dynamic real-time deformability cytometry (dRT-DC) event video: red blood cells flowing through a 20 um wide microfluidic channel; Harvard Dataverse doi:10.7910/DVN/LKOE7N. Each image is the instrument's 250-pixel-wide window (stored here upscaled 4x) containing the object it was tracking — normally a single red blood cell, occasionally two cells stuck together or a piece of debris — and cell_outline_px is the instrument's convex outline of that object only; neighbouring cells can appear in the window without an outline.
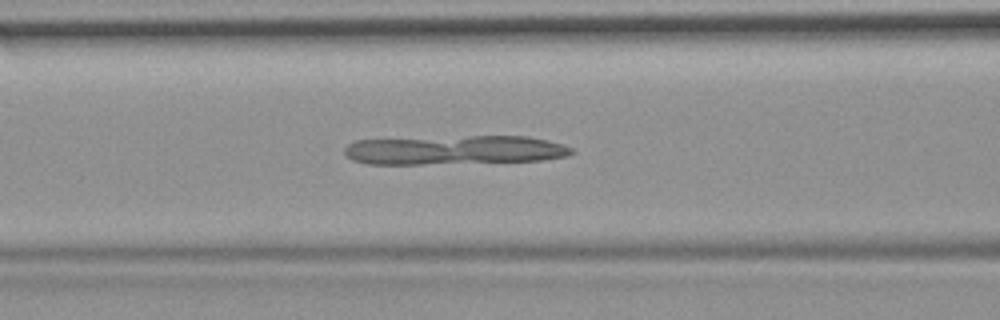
{"species": "common noctule bat (a hibernating species)", "species_latin": "Nyctalus noctula", "temperature_condition": "room temperature", "stored_images_in_passage": 53, "camera_frame_rate_fps": 3000, "um_per_image_px": 0.085, "animal": {"sex": "female", "body_mass_g": 19.9}, "frame": {"image": 1, "passage_image": 20, "time_ms": 6.333, "image_size_px": [1000, 320], "cell_outline_px": [[576, 152], [568, 156], [544, 160], [420, 164], [368, 164], [352, 160], [344, 152], [344, 148], [348, 144], [356, 140], [468, 136], [528, 136], [548, 140], [564, 144], [572, 148]], "centroid_in_image_um": [38.69, 12.75], "position_along_channel_um": 127.9, "area_um2": 38.61}}
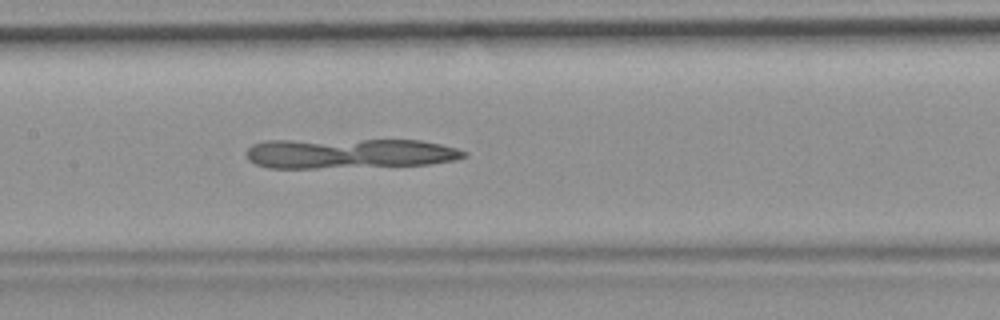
{"frame": {"image": 2, "passage_image": 24, "time_ms": 7.667, "image_size_px": [1000, 320], "cell_outline_px": [[468, 156], [456, 160], [428, 164], [316, 168], [268, 168], [256, 164], [248, 160], [244, 152], [252, 144], [264, 140], [420, 140], [440, 144], [456, 148], [468, 152]], "centroid_in_image_um": [29.65, 13.04], "position_along_channel_um": 177.8, "area_um2": 38.26}}